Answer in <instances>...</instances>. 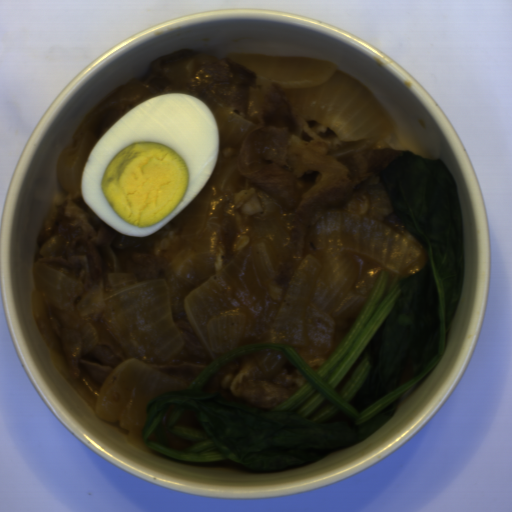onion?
<instances>
[{
	"instance_id": "7",
	"label": "onion",
	"mask_w": 512,
	"mask_h": 512,
	"mask_svg": "<svg viewBox=\"0 0 512 512\" xmlns=\"http://www.w3.org/2000/svg\"><path fill=\"white\" fill-rule=\"evenodd\" d=\"M174 424L205 431L203 423L193 409L183 412Z\"/></svg>"
},
{
	"instance_id": "5",
	"label": "onion",
	"mask_w": 512,
	"mask_h": 512,
	"mask_svg": "<svg viewBox=\"0 0 512 512\" xmlns=\"http://www.w3.org/2000/svg\"><path fill=\"white\" fill-rule=\"evenodd\" d=\"M253 357L257 360L265 377L269 379L277 377L287 362V358L279 349L259 350L253 352Z\"/></svg>"
},
{
	"instance_id": "1",
	"label": "onion",
	"mask_w": 512,
	"mask_h": 512,
	"mask_svg": "<svg viewBox=\"0 0 512 512\" xmlns=\"http://www.w3.org/2000/svg\"><path fill=\"white\" fill-rule=\"evenodd\" d=\"M241 176L237 160L213 169L187 205L179 253L162 279L109 274L101 286L86 288L52 265H32L33 312L56 370L69 381L50 315L75 331L82 356L98 346L92 325L102 322L128 357L103 379L96 414L108 423L119 421L128 442L149 454L153 450L141 435L148 405L156 396L189 387L152 365L169 361L183 347L175 316L189 319L214 360L255 343L289 344L320 355L329 351L339 322L365 304L381 273L399 279L425 267L423 245L385 222L392 207L381 180L372 181L367 214L330 207L318 212L313 230L319 254L307 253L283 297L272 300L277 261L293 240L278 223L279 203L265 191L257 195L260 212L245 218L250 241L214 270L222 213Z\"/></svg>"
},
{
	"instance_id": "2",
	"label": "onion",
	"mask_w": 512,
	"mask_h": 512,
	"mask_svg": "<svg viewBox=\"0 0 512 512\" xmlns=\"http://www.w3.org/2000/svg\"><path fill=\"white\" fill-rule=\"evenodd\" d=\"M229 58L287 92L294 118L329 127L340 140L355 144L382 141L394 134L379 104L328 60L256 54Z\"/></svg>"
},
{
	"instance_id": "3",
	"label": "onion",
	"mask_w": 512,
	"mask_h": 512,
	"mask_svg": "<svg viewBox=\"0 0 512 512\" xmlns=\"http://www.w3.org/2000/svg\"><path fill=\"white\" fill-rule=\"evenodd\" d=\"M93 146L89 123L82 124L74 133L73 142L59 156L56 178L64 191L75 193L80 190L81 175Z\"/></svg>"
},
{
	"instance_id": "4",
	"label": "onion",
	"mask_w": 512,
	"mask_h": 512,
	"mask_svg": "<svg viewBox=\"0 0 512 512\" xmlns=\"http://www.w3.org/2000/svg\"><path fill=\"white\" fill-rule=\"evenodd\" d=\"M213 114L219 133L218 147L221 148L240 145L243 137L254 126V123L219 106L214 108Z\"/></svg>"
},
{
	"instance_id": "6",
	"label": "onion",
	"mask_w": 512,
	"mask_h": 512,
	"mask_svg": "<svg viewBox=\"0 0 512 512\" xmlns=\"http://www.w3.org/2000/svg\"><path fill=\"white\" fill-rule=\"evenodd\" d=\"M175 405L169 406L167 412L162 418L161 424L165 431L166 446L171 450L184 451L191 446L193 442L183 439L181 437L173 436L170 431L169 418L174 410Z\"/></svg>"
}]
</instances>
